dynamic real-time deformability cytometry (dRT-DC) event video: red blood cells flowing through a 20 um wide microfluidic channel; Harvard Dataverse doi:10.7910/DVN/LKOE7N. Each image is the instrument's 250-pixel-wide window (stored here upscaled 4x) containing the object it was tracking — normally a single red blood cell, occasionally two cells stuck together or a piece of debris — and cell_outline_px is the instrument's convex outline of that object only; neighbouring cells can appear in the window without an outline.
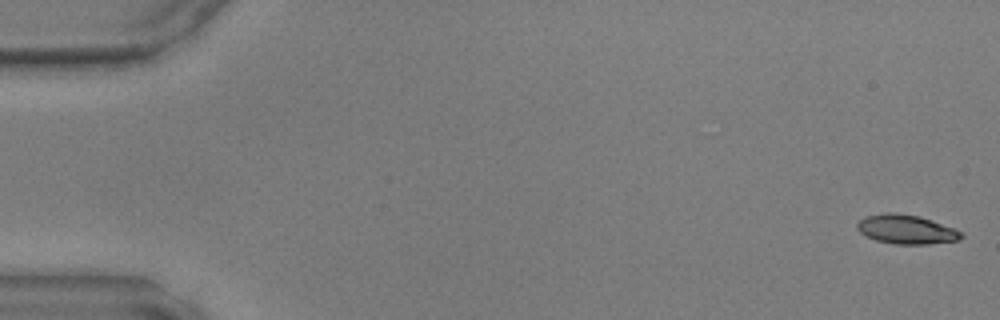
{"species": "common noctule bat (a hibernating species)", "species_latin": "Nyctalus noctula", "temperature_condition": "warm", "stored_images_in_passage": 48, "camera_frame_rate_fps": 3000, "um_per_image_px": 0.085, "animal": {"sex": "male", "body_mass_g": 17.9, "forearm_length_mm": 54.2}, "frame": {"image": 1, "passage_image": 1, "time_ms": 0.0, "image_size_px": [1000, 320], "cell_outline_px": [[964, 236], [960, 240], [928, 244], [896, 244], [876, 240], [860, 232], [856, 228], [856, 224], [864, 216], [888, 212], [896, 212], [920, 216], [952, 228], [960, 232]], "centroid_in_image_um": [77.01, 19.49], "position_along_channel_um": 8.0, "area_um2": 17.57}}
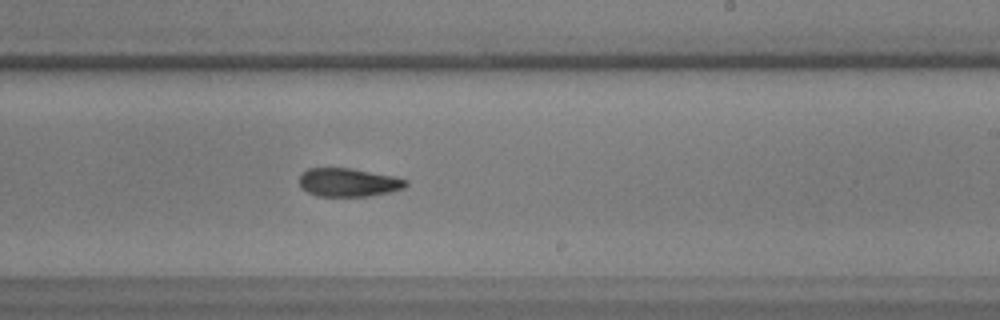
{"frame": {"image": 2, "passage_image": 29, "time_ms": 9.333, "image_size_px": [1000, 320], "cell_outline_px": [[408, 184], [404, 188], [388, 192], [368, 196], [316, 196], [308, 192], [300, 184], [300, 176], [308, 168], [352, 168], [392, 176], [408, 180]], "centroid_in_image_um": [29.63, 15.5], "position_along_channel_um": 259.4, "area_um2": 17.46}}
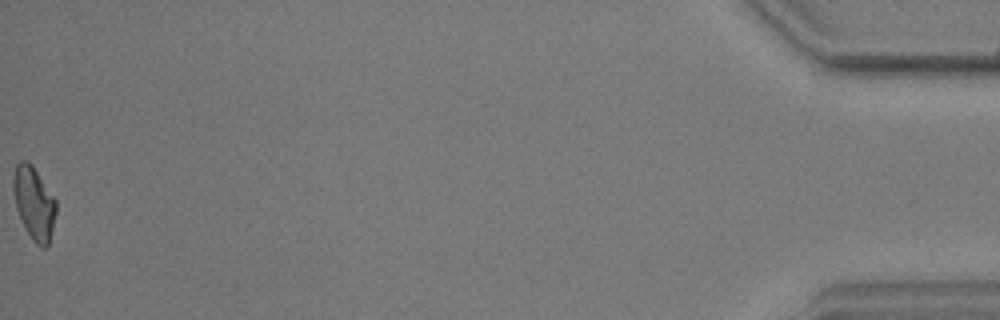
{"frame": {"image": 3, "passage_image": 48, "time_ms": 15.667, "image_size_px": [1000, 320], "cell_outline_px": [[56, 212], [48, 244], [44, 248], [36, 244], [32, 240], [16, 208], [12, 188], [12, 180], [16, 164], [20, 160], [28, 160], [32, 164], [56, 200]], "centroid_in_image_um": [2.87, 17.21], "position_along_channel_um": 432.3, "area_um2": 17.98}}